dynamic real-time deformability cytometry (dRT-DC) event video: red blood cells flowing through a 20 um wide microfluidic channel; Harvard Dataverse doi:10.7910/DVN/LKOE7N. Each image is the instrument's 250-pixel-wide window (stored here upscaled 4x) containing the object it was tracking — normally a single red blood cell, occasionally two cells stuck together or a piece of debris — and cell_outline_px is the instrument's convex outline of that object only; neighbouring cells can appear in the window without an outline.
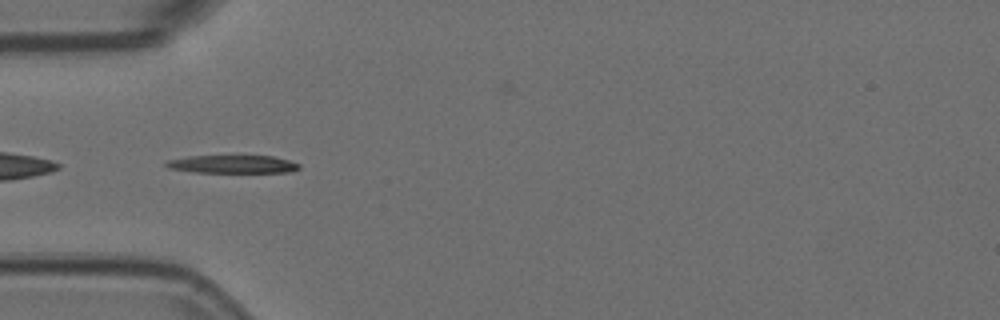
{"species": "Egyptian fruit bat (a non-hibernating species)", "species_latin": "Rousettus aegyptiacus", "temperature_condition": "room temperature", "stored_images_in_passage": 39, "camera_frame_rate_fps": 3000, "um_per_image_px": 0.085, "animal": {"sex": "female"}, "frame": {"image": 1, "passage_image": 1, "time_ms": 0.0, "image_size_px": [1000, 320], "cell_outline_px": [[300, 168], [288, 172], [196, 172], [168, 168], [164, 164], [168, 160], [188, 156], [272, 156], [288, 160], [300, 164]], "centroid_in_image_um": [19.76, 13.95], "position_along_channel_um": 65.2, "area_um2": 13.76}}
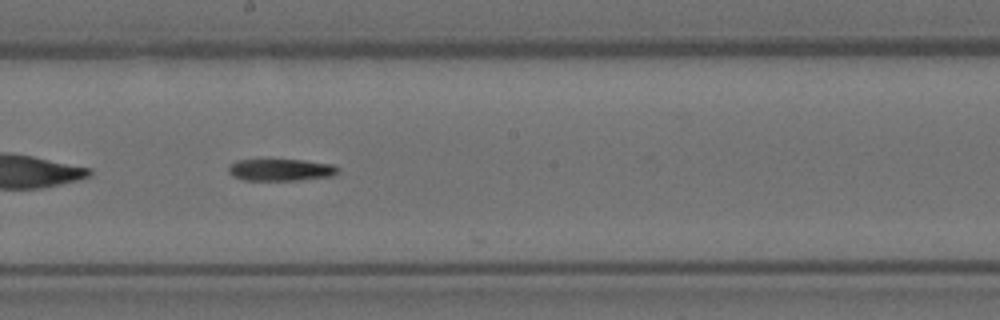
{"frame": {"image": 2, "passage_image": 14, "time_ms": 4.333, "image_size_px": [1000, 320], "cell_outline_px": [[340, 172], [332, 176], [300, 180], [244, 180], [232, 176], [228, 172], [228, 164], [236, 160], [304, 160], [332, 164]], "centroid_in_image_um": [23.83, 14.44], "position_along_channel_um": 224.4, "area_um2": 14.05}}
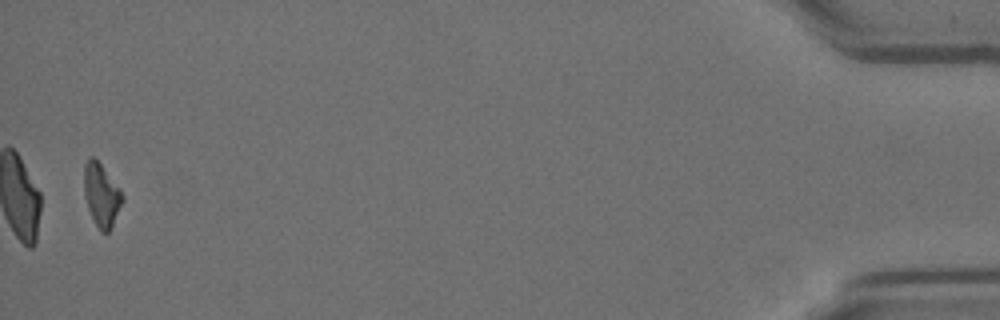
{"frame": {"image": 3, "passage_image": 38, "time_ms": 12.333, "image_size_px": [1000, 320], "cell_outline_px": [[124, 200], [112, 228], [108, 232], [100, 232], [88, 208], [84, 192], [84, 164], [88, 156], [92, 156], [100, 164], [120, 188], [124, 196]], "centroid_in_image_um": [8.64, 16.58], "position_along_channel_um": 426.6, "area_um2": 14.1}, "authors_computed_cell_mechanics": {"area_um2": 14.6812, "velocity_mm_per_s": 3.6802, "shape_relaxation_time_tau1_ms": 5.6296, "shape_relaxation_time_tau2_ms": null, "deformation_change_tau1": 0.2473, "deformation_change_tau2": null}}